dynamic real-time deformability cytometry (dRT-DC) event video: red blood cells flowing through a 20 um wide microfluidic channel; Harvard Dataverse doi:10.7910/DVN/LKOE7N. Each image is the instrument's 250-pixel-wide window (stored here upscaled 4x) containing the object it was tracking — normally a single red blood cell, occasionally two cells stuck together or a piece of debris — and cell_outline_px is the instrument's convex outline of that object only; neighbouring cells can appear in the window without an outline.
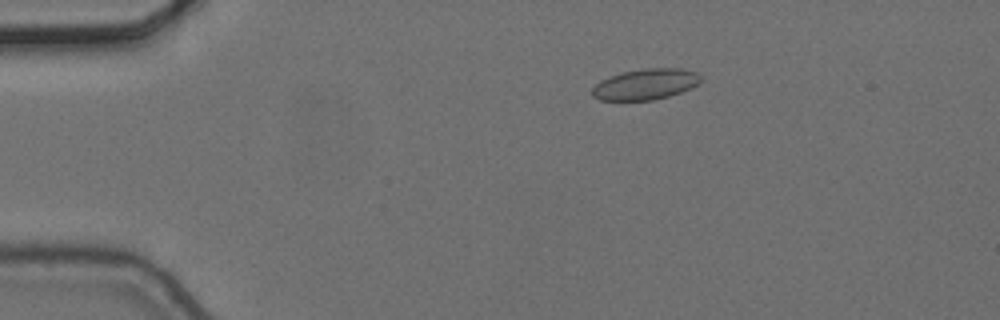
{"species": "common noctule bat (a hibernating species)", "species_latin": "Nyctalus noctula", "temperature_condition": "cold", "stored_images_in_passage": 4, "camera_frame_rate_fps": 3000, "um_per_image_px": 0.085, "animal": {"sex": "female", "body_mass_g": 24.6, "forearm_length_mm": 56.2}, "frame": {"image": 1, "passage_image": 3, "time_ms": 0.667, "image_size_px": [1000, 320], "cell_outline_px": [[704, 76], [696, 84], [680, 92], [668, 96], [652, 100], [600, 100], [592, 96], [592, 88], [600, 80], [624, 72], [644, 68], [680, 68], [696, 72]], "centroid_in_image_um": [54.86, 7.15], "position_along_channel_um": 30.1, "area_um2": 19.31}}